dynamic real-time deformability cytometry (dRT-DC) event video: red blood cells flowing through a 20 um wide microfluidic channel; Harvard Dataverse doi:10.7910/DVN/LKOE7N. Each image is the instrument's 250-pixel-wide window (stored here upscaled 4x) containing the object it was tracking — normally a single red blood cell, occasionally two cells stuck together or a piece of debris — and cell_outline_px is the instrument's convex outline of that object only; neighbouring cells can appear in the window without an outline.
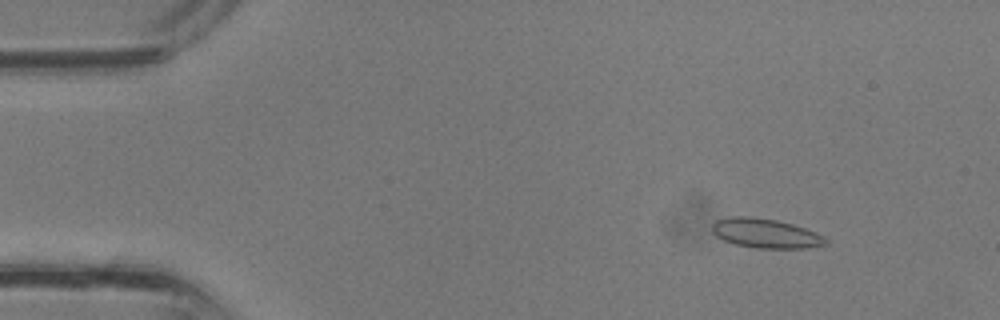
{"species": "common noctule bat (a hibernating species)", "species_latin": "Nyctalus noctula", "temperature_condition": "room temperature", "stored_images_in_passage": 34, "camera_frame_rate_fps": 3000, "um_per_image_px": 0.085, "animal": {"sex": "male", "body_mass_g": 13.3}, "frame": {"image": 1, "passage_image": 3, "time_ms": 0.667, "image_size_px": [1000, 320], "cell_outline_px": [[828, 244], [808, 248], [756, 248], [736, 244], [724, 240], [716, 236], [712, 232], [712, 224], [716, 220], [728, 216], [752, 216], [776, 220], [792, 224], [816, 232], [824, 236], [828, 240]], "centroid_in_image_um": [65.07, 19.83], "position_along_channel_um": 19.9, "area_um2": 19.59}}
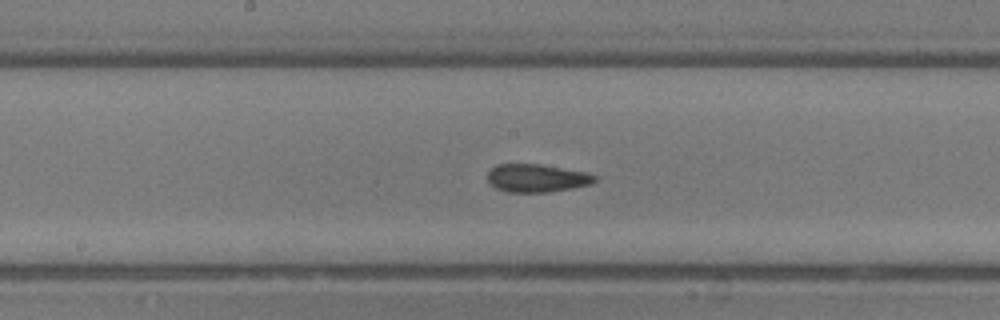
{"frame": {"image": 2, "passage_image": 17, "time_ms": 5.333, "image_size_px": [1000, 320], "cell_outline_px": [[600, 176], [592, 184], [572, 188], [548, 192], [508, 192], [496, 188], [488, 180], [488, 172], [496, 164], [540, 164], [588, 172]], "centroid_in_image_um": [45.68, 15.13], "position_along_channel_um": 202.5, "area_um2": 17.63}}
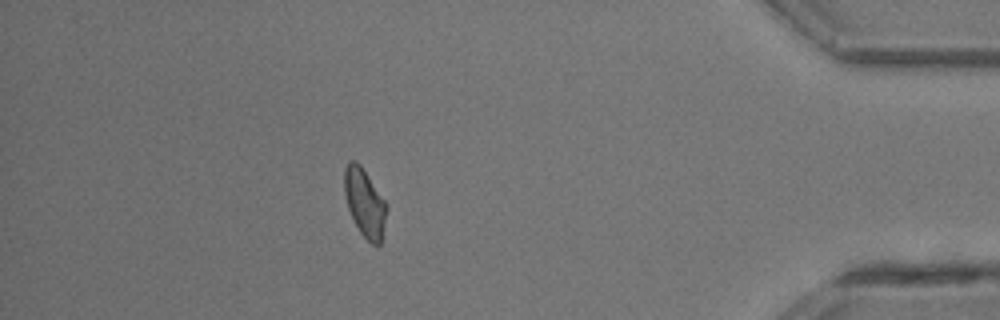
{"frame": {"image": 3, "passage_image": 30, "time_ms": 9.667, "image_size_px": [1000, 320], "cell_outline_px": [[388, 204], [380, 244], [372, 244], [360, 232], [348, 208], [344, 192], [344, 168], [348, 160], [356, 160], [360, 164]], "centroid_in_image_um": [30.99, 17.17], "position_along_channel_um": 404.2, "area_um2": 16.65}}